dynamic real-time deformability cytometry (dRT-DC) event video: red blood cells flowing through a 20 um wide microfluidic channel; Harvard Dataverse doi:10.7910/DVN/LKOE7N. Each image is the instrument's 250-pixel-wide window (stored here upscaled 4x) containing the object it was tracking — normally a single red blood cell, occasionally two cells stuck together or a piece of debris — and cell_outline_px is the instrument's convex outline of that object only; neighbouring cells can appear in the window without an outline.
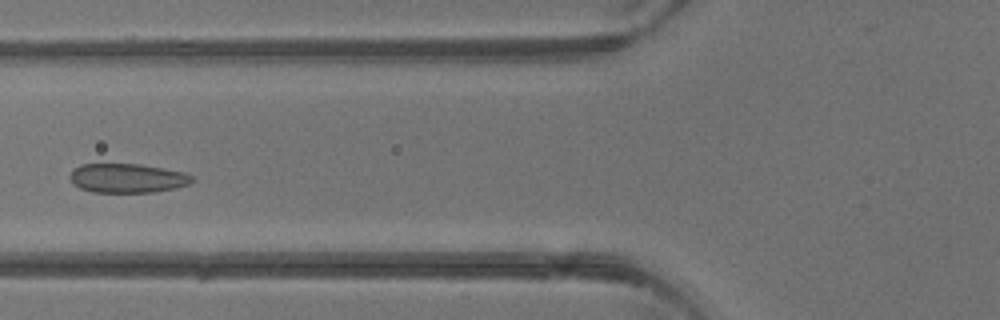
{"species": "common noctule bat (a hibernating species)", "species_latin": "Nyctalus noctula", "temperature_condition": "warm", "stored_images_in_passage": 5, "camera_frame_rate_fps": 3000, "um_per_image_px": 0.085, "animal": {"sex": "male", "body_mass_g": 13.3}, "frame": {"image": 1, "passage_image": 5, "time_ms": 4.667, "image_size_px": [1000, 320], "cell_outline_px": [[196, 180], [188, 184], [176, 188], [152, 192], [92, 192], [80, 188], [68, 176], [80, 164], [140, 164], [164, 168], [184, 172], [192, 176]], "centroid_in_image_um": [10.87, 15.14], "position_along_channel_um": 114.9, "area_um2": 20.69}}